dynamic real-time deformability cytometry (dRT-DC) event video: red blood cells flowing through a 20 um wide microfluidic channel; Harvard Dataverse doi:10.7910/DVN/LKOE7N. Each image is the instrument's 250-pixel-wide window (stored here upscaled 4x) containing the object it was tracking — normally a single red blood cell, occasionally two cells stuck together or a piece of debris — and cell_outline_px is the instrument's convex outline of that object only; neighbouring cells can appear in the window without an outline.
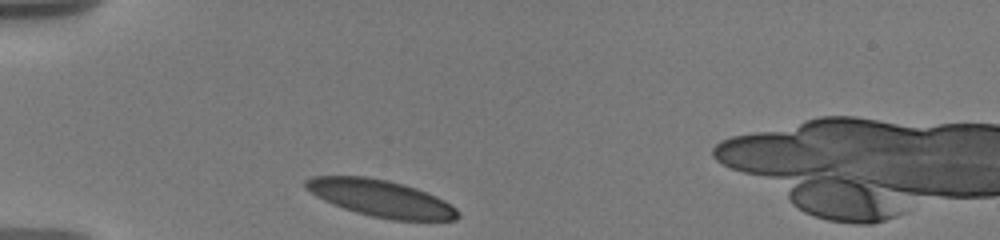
{"species": "human", "species_latin": "Homo sapiens", "temperature_condition": "warm", "stored_images_in_passage": 8, "camera_frame_rate_fps": 3000, "um_per_image_px": 0.085, "donor": {"sex": "male"}, "frame": {"image": 1, "passage_image": 1, "time_ms": 0.0, "image_size_px": [1000, 240], "cell_outline_px": [[460, 216], [456, 220], [392, 220], [372, 216], [356, 212], [332, 204], [316, 196], [304, 188], [304, 180], [312, 176], [368, 176], [388, 180], [404, 184], [416, 188], [436, 196], [444, 200], [456, 208], [460, 212]], "centroid_in_image_um": [32.36, 16.85], "position_along_channel_um": 52.6, "area_um2": 32.77}}
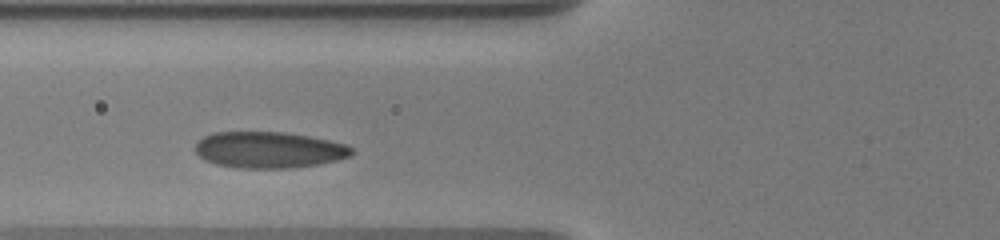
{"frame": {"image": 2, "passage_image": 6, "time_ms": 2.0, "image_size_px": [1000, 240], "cell_outline_px": [[352, 156], [336, 160], [316, 164], [288, 168], [236, 168], [216, 164], [204, 160], [196, 152], [196, 140], [212, 132], [284, 132], [308, 136], [328, 140], [344, 144], [352, 148]], "centroid_in_image_um": [22.81, 12.74], "position_along_channel_um": 103.0, "area_um2": 33.0}}
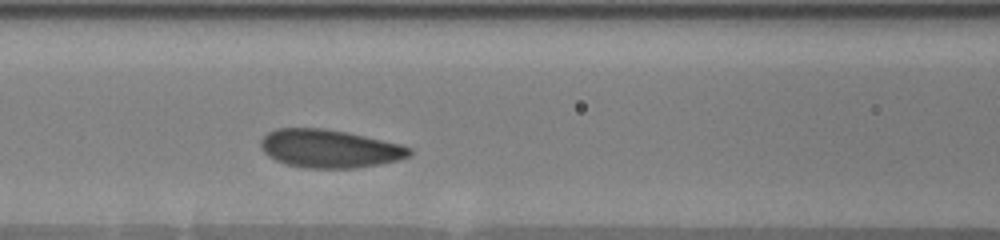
{"frame": {"image": 3, "passage_image": 8, "time_ms": 3.0, "image_size_px": [1000, 240], "cell_outline_px": [[412, 152], [408, 156], [396, 160], [380, 164], [356, 168], [304, 168], [284, 164], [268, 156], [260, 148], [260, 140], [268, 132], [276, 128], [324, 128], [348, 132], [400, 144], [412, 148]], "centroid_in_image_um": [27.97, 12.63], "position_along_channel_um": 138.6, "area_um2": 33.23}}